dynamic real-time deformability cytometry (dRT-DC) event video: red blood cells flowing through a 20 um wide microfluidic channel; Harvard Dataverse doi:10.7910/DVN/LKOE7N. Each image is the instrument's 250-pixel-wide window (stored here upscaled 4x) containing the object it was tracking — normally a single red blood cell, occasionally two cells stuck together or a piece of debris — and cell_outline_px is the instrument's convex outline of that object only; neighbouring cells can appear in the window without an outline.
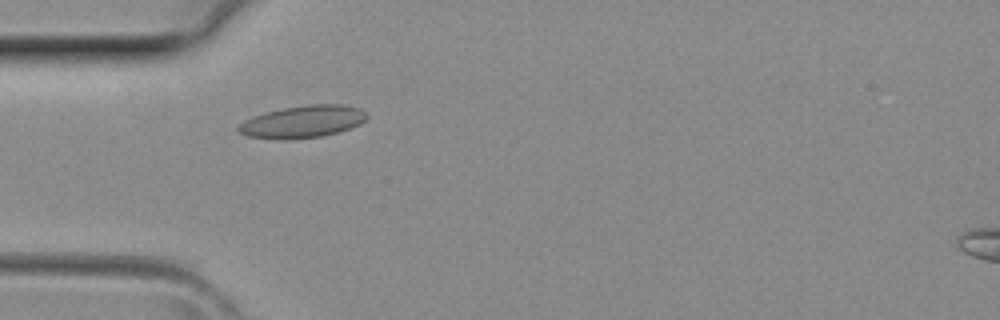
{"species": "common noctule bat (a hibernating species)", "species_latin": "Nyctalus noctula", "temperature_condition": "room temperature", "stored_images_in_passage": 3, "camera_frame_rate_fps": 3000, "um_per_image_px": 0.085, "animal": {"sex": "female", "body_mass_g": 29.2, "forearm_length_mm": 56.3}, "frame": {"image": 1, "passage_image": 2, "time_ms": 0.333, "image_size_px": [1000, 320], "cell_outline_px": [[368, 116], [360, 124], [336, 132], [320, 136], [284, 140], [280, 140], [248, 136], [240, 132], [236, 128], [244, 120], [252, 116], [264, 112], [284, 108], [308, 104], [344, 104], [360, 108], [368, 112]], "centroid_in_image_um": [25.73, 10.33], "position_along_channel_um": 59.3, "area_um2": 24.16}}